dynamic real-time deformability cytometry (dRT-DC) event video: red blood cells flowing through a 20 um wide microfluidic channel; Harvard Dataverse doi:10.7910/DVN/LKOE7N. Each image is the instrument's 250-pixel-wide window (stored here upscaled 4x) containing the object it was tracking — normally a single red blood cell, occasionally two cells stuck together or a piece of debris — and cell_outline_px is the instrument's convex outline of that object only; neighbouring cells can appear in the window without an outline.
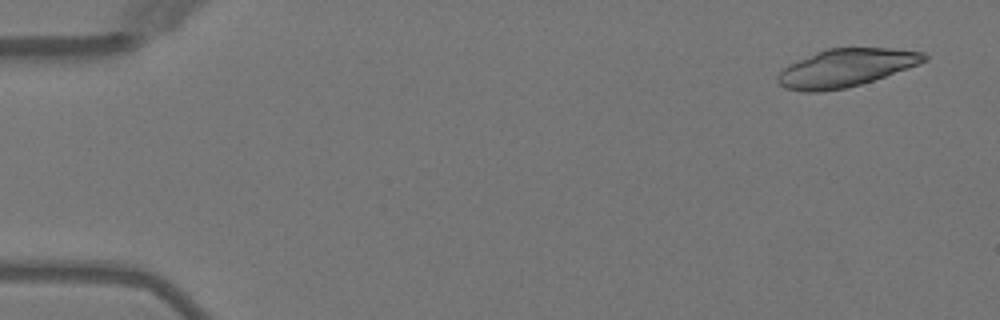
{"species": "Egyptian fruit bat (a non-hibernating species)", "species_latin": "Rousettus aegyptiacus", "temperature_condition": "warm", "stored_images_in_passage": 4, "camera_frame_rate_fps": 3000, "um_per_image_px": 0.085, "animal": {"sex": "female"}, "frame": {"image": 1, "passage_image": 1, "time_ms": 0.0, "image_size_px": [1000, 320], "cell_outline_px": [[928, 60], [920, 64], [860, 84], [844, 88], [820, 92], [804, 92], [784, 88], [776, 80], [776, 76], [784, 68], [816, 52], [828, 48], [892, 48], [924, 52], [928, 56]], "centroid_in_image_um": [71.92, 5.77], "position_along_channel_um": 13.1, "area_um2": 32.02}}